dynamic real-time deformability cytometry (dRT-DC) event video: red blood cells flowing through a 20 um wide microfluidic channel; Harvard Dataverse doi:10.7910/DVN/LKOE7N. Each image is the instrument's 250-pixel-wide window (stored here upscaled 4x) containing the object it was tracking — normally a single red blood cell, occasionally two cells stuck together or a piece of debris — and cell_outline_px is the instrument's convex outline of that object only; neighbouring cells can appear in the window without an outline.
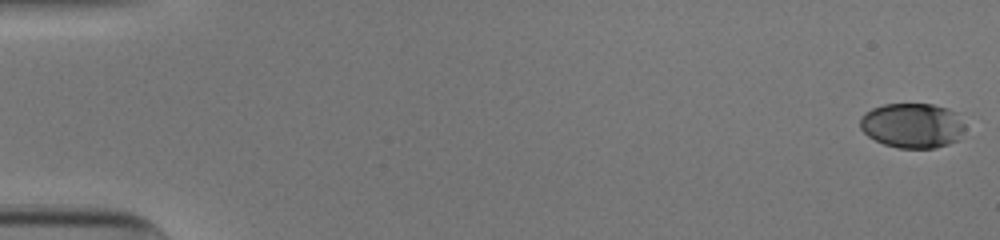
{"species": "human", "species_latin": "Homo sapiens", "temperature_condition": "cold", "stored_images_in_passage": 53, "camera_frame_rate_fps": 3000, "um_per_image_px": 0.085, "donor": {"sex": "male"}, "frame": {"image": 1, "passage_image": 1, "time_ms": 0.0, "image_size_px": [1000, 240], "cell_outline_px": [[964, 128], [960, 140], [936, 148], [896, 148], [884, 144], [868, 136], [860, 128], [860, 116], [864, 112], [872, 108], [884, 104], [932, 104], [948, 108], [956, 112], [964, 124]], "centroid_in_image_um": [77.55, 10.67], "position_along_channel_um": 7.4, "area_um2": 27.74}}
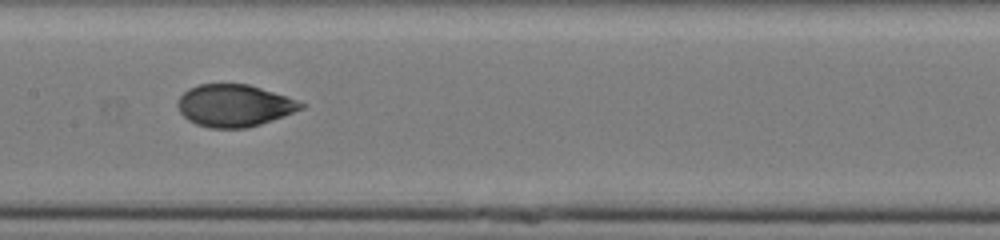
{"frame": {"image": 2, "passage_image": 28, "time_ms": 9.0, "image_size_px": [1000, 240], "cell_outline_px": [[308, 104], [304, 108], [260, 124], [248, 128], [208, 128], [196, 124], [188, 120], [180, 112], [176, 104], [180, 96], [188, 88], [200, 84], [248, 84]], "centroid_in_image_um": [19.88, 8.98], "position_along_channel_um": 187.5, "area_um2": 30.11}}
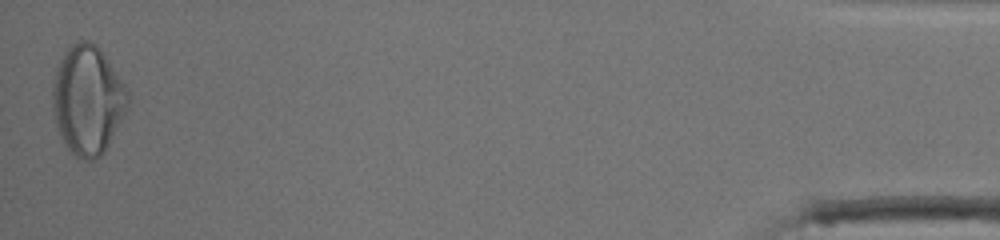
{"frame": {"image": 3, "passage_image": 53, "time_ms": 17.333, "image_size_px": [1000, 240], "cell_outline_px": [[132, 96], [128, 108], [104, 152], [100, 156], [92, 160], [84, 160], [76, 156], [68, 148], [56, 124], [52, 108], [52, 88], [56, 68], [64, 52], [72, 44], [80, 40], [88, 40], [96, 44], [100, 48]], "centroid_in_image_um": [7.47, 8.48], "position_along_channel_um": 427.7, "area_um2": 47.74}, "authors_computed_cell_mechanics": {"area_um2": 30.634, "velocity_mm_per_s": 3.9181, "shape_relaxation_time_tau1_ms": 4.6725, "shape_relaxation_time_tau2_ms": 0.792, "deformation_change_tau1": 0.169, "deformation_change_tau2": 0.0432}}